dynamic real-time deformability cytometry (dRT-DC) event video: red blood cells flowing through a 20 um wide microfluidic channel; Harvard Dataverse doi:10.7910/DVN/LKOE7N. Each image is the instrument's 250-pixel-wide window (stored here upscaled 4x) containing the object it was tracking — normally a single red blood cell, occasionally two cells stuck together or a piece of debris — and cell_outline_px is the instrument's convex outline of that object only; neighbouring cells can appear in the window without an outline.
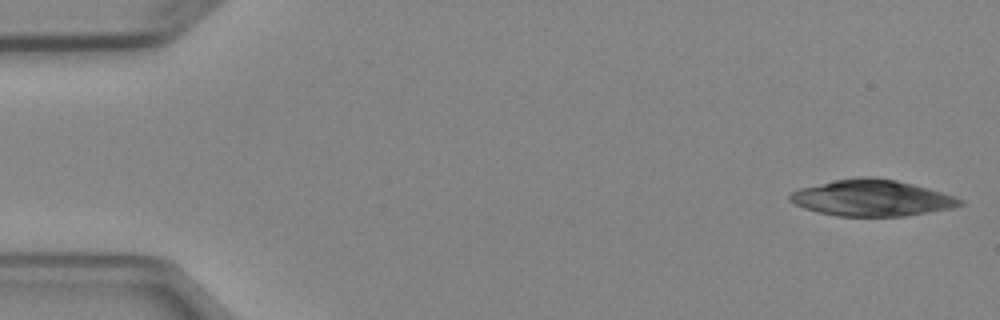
{"species": "Egyptian fruit bat (a non-hibernating species)", "species_latin": "Rousettus aegyptiacus", "temperature_condition": "cold", "stored_images_in_passage": 5, "segment_of_instrument_passage": [1, 2], "camera_frame_rate_fps": 3000, "um_per_image_px": 0.085, "animal": {"sex": "female"}, "frame": {"image": 1, "passage_image": 1, "time_ms": 0.0, "image_size_px": [1000, 320], "cell_outline_px": [[964, 204], [952, 208], [904, 216], [836, 216], [804, 208], [788, 200], [788, 196], [792, 192], [800, 188], [836, 180], [856, 176], [868, 176], [896, 180], [928, 188], [956, 196], [964, 200]], "centroid_in_image_um": [74.13, 16.82], "position_along_channel_um": 10.9, "area_um2": 35.84}}